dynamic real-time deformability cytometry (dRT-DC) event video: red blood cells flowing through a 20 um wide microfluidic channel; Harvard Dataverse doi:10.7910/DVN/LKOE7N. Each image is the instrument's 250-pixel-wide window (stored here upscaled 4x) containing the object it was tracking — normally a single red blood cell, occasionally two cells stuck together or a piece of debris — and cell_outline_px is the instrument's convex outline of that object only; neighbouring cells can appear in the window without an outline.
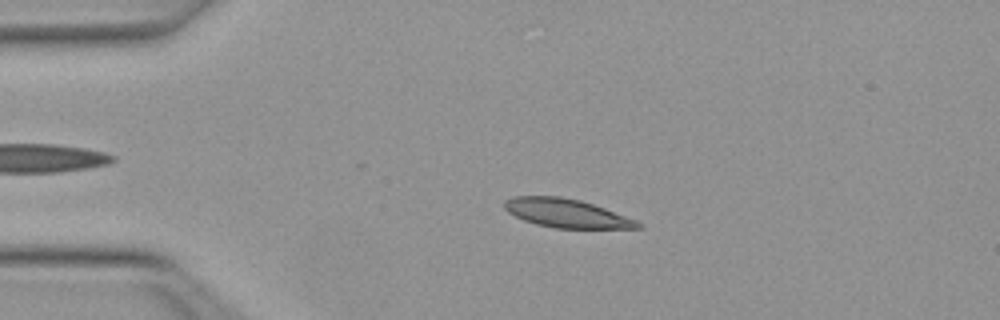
{"species": "Egyptian fruit bat (a non-hibernating species)", "species_latin": "Rousettus aegyptiacus", "temperature_condition": "warm", "stored_images_in_passage": 24, "camera_frame_rate_fps": 3000, "um_per_image_px": 0.085, "animal": {"sex": "female"}, "frame": {"image": 1, "passage_image": 6, "time_ms": 1.667, "image_size_px": [1000, 320], "cell_outline_px": [[644, 228], [556, 228], [536, 224], [524, 220], [508, 212], [504, 208], [504, 200], [512, 196], [560, 196], [580, 200], [604, 208], [636, 220]], "centroid_in_image_um": [48.11, 18.12], "position_along_channel_um": 36.9, "area_um2": 22.08}}
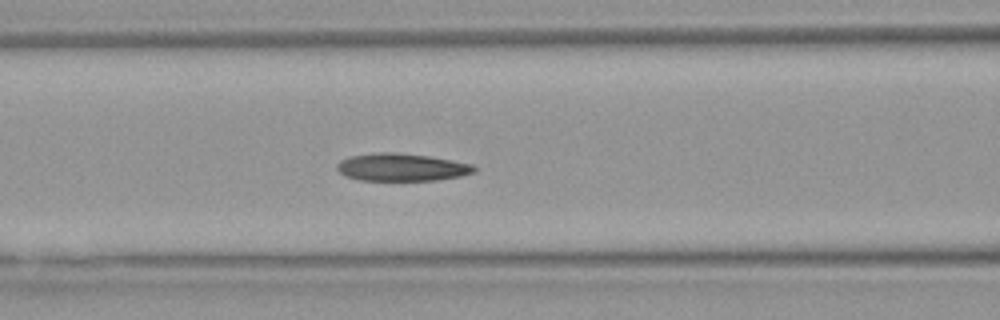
{"frame": {"image": 2, "passage_image": 16, "time_ms": 5.0, "image_size_px": [1000, 320], "cell_outline_px": [[476, 172], [460, 176], [436, 180], [360, 180], [344, 176], [336, 168], [336, 164], [340, 160], [352, 156], [376, 152], [396, 152], [428, 156], [452, 160], [472, 164], [476, 168]], "centroid_in_image_um": [34.13, 14.21], "position_along_channel_um": 132.5, "area_um2": 22.08}}
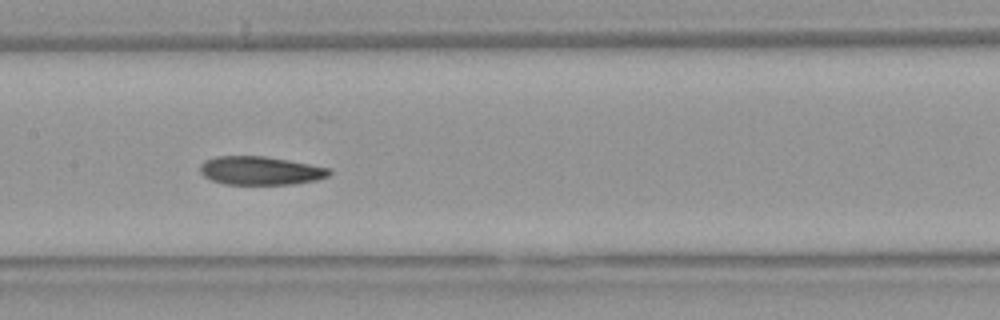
{"frame": {"image": 3, "passage_image": 20, "time_ms": 6.333, "image_size_px": [1000, 320], "cell_outline_px": [[332, 172], [328, 176], [316, 180], [292, 184], [224, 184], [212, 180], [204, 176], [200, 172], [200, 164], [204, 160], [216, 156], [264, 156], [288, 160], [328, 168]], "centroid_in_image_um": [22.09, 14.5], "position_along_channel_um": 185.3, "area_um2": 21.33}}